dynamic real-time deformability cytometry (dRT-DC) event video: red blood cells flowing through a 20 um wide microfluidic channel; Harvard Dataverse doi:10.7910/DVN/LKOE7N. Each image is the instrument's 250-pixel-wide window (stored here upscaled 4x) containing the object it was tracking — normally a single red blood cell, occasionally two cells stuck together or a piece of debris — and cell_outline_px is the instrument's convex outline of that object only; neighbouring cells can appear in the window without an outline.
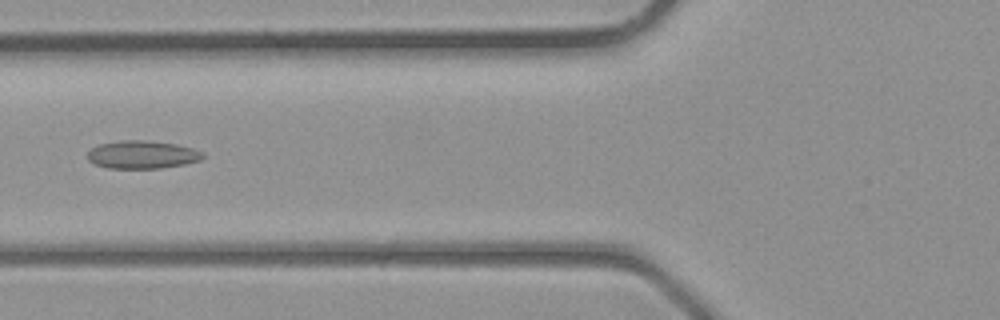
{"species": "common noctule bat (a hibernating species)", "species_latin": "Nyctalus noctula", "temperature_condition": "room temperature", "stored_images_in_passage": 33, "camera_frame_rate_fps": 3000, "um_per_image_px": 0.085, "animal": {"sex": "male", "body_mass_g": 23.1, "forearm_length_mm": 52.7}, "frame": {"image": 1, "passage_image": 9, "time_ms": 2.667, "image_size_px": [1000, 320], "cell_outline_px": [[204, 156], [200, 160], [184, 164], [160, 168], [108, 168], [92, 164], [88, 160], [88, 152], [92, 148], [100, 144], [120, 140], [144, 140], [176, 144], [192, 148], [204, 152]], "centroid_in_image_um": [12.07, 13.14], "position_along_channel_um": 113.7, "area_um2": 18.79}}
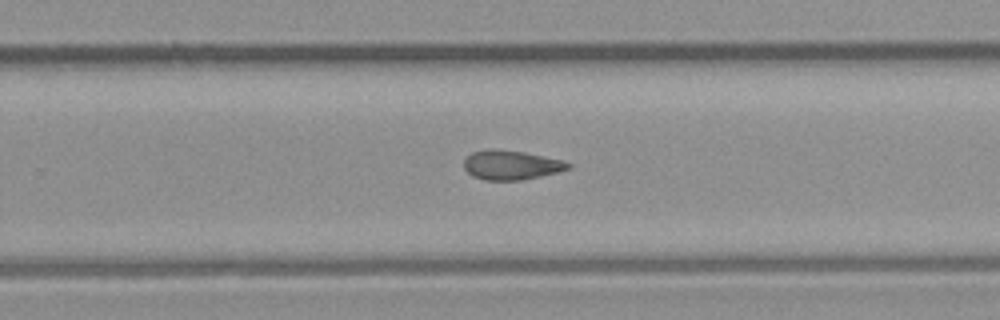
{"frame": {"image": 2, "passage_image": 19, "time_ms": 6.0, "image_size_px": [1000, 320], "cell_outline_px": [[572, 168], [540, 176], [520, 180], [484, 180], [472, 176], [464, 168], [464, 160], [472, 152], [488, 148], [492, 148], [524, 152], [564, 160], [572, 164]], "centroid_in_image_um": [43.45, 14.02], "position_along_channel_um": 286.4, "area_um2": 17.92}}
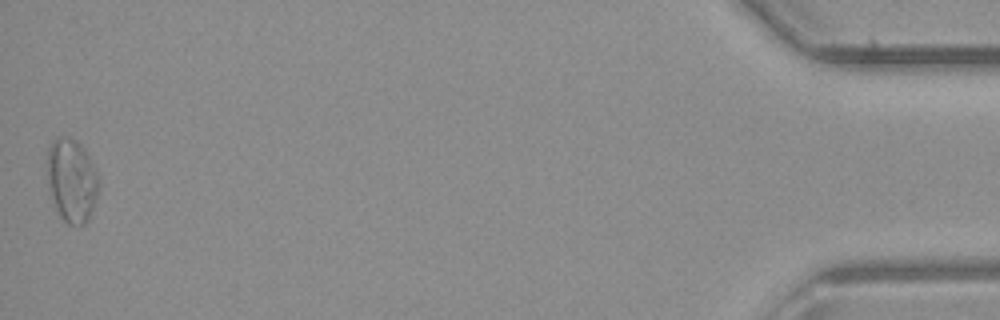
{"frame": {"image": 3, "passage_image": 33, "time_ms": 10.667, "image_size_px": [1000, 320], "cell_outline_px": [[100, 188], [96, 200], [88, 220], [84, 224], [68, 224], [60, 216], [56, 208], [48, 180], [48, 148], [56, 136], [68, 136], [80, 144], [84, 148], [96, 172], [100, 184]], "centroid_in_image_um": [6.12, 15.31], "position_along_channel_um": 429.1, "area_um2": 24.74}}